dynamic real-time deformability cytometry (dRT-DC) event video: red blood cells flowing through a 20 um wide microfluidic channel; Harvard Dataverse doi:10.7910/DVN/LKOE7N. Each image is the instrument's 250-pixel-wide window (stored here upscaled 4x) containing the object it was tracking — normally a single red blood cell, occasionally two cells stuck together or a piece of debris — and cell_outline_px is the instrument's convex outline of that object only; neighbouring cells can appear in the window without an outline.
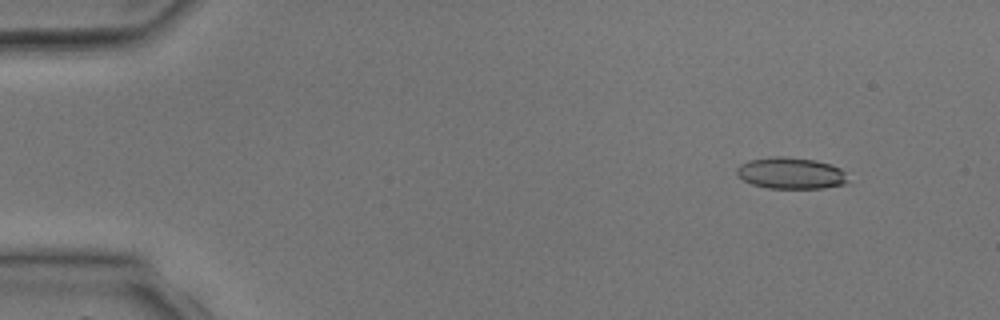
{"species": "common noctule bat (a hibernating species)", "species_latin": "Nyctalus noctula", "temperature_condition": "room temperature", "stored_images_in_passage": 4, "camera_frame_rate_fps": 3000, "um_per_image_px": 0.085, "animal": {"sex": "male", "body_mass_g": 17.9, "forearm_length_mm": 54.2}, "frame": {"image": 1, "passage_image": 2, "time_ms": 1.0, "image_size_px": [1000, 320], "cell_outline_px": [[848, 184], [824, 188], [768, 188], [752, 184], [736, 176], [736, 168], [740, 164], [748, 160], [772, 156], [784, 156], [816, 160], [832, 164], [840, 168], [844, 172], [848, 180]], "centroid_in_image_um": [67.22, 14.71], "position_along_channel_um": 17.8, "area_um2": 20.69}}
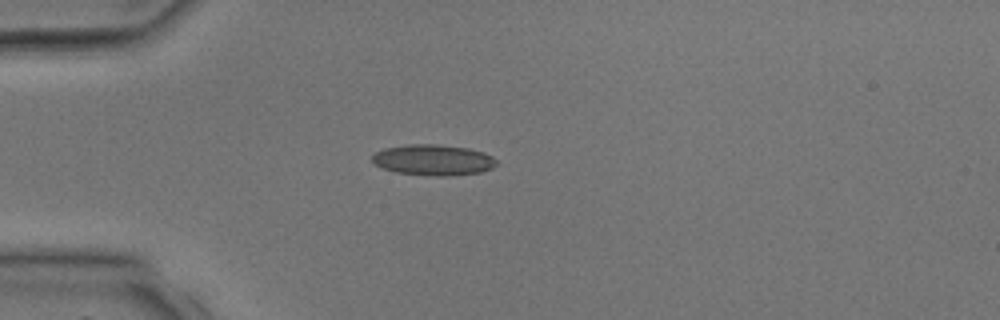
{"frame": {"image": 2, "passage_image": 4, "time_ms": 3.333, "image_size_px": [1000, 320], "cell_outline_px": [[500, 164], [492, 168], [480, 172], [448, 176], [436, 176], [396, 172], [384, 168], [376, 164], [372, 160], [372, 156], [376, 152], [384, 148], [408, 144], [436, 144], [468, 148], [484, 152], [492, 156]], "centroid_in_image_um": [36.87, 13.59], "position_along_channel_um": 48.1, "area_um2": 22.31}}